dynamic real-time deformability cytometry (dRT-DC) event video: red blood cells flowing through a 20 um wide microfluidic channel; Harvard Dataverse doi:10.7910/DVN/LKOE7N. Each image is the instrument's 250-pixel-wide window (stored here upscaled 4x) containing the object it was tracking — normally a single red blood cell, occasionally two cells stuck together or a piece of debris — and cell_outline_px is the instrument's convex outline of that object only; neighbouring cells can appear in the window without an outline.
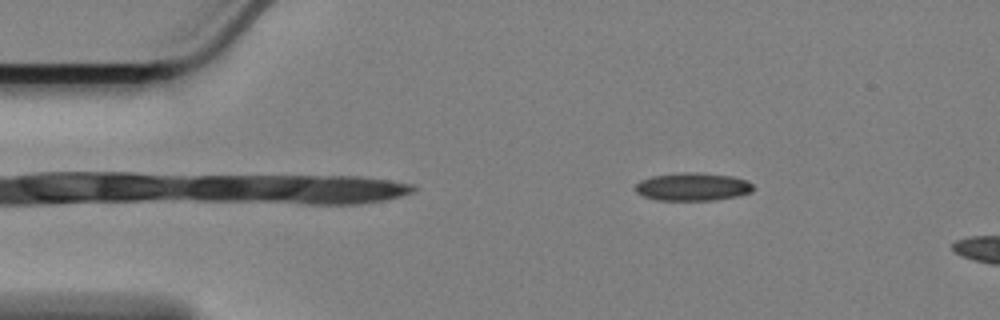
{"species": "Egyptian fruit bat (a non-hibernating species)", "species_latin": "Rousettus aegyptiacus", "temperature_condition": "cold", "stored_images_in_passage": 8, "camera_frame_rate_fps": 3000, "um_per_image_px": 0.085, "animal": {"sex": "female"}, "frame": {"image": 1, "passage_image": 3, "time_ms": 0.667, "image_size_px": [1000, 320], "cell_outline_px": [[756, 188], [752, 192], [736, 196], [712, 200], [656, 200], [644, 196], [636, 192], [636, 184], [640, 180], [652, 176], [732, 176], [744, 180], [752, 184]], "centroid_in_image_um": [58.89, 15.95], "position_along_channel_um": 26.1, "area_um2": 17.8}}